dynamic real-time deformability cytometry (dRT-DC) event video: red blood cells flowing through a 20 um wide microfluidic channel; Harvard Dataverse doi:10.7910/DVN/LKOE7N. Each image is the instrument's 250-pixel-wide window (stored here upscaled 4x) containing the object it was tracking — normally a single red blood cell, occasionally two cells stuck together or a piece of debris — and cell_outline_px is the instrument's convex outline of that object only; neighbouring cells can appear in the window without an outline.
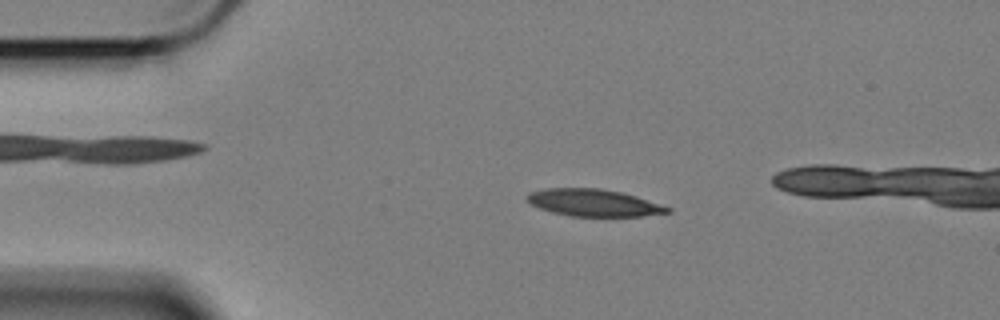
{"species": "Egyptian fruit bat (a non-hibernating species)", "species_latin": "Rousettus aegyptiacus", "temperature_condition": "cold", "stored_images_in_passage": 51, "camera_frame_rate_fps": 3000, "um_per_image_px": 0.085, "animal": {"sex": "female"}, "frame": {"image": 1, "passage_image": 11, "time_ms": 3.333, "image_size_px": [1000, 320], "cell_outline_px": [[672, 212], [640, 216], [572, 216], [552, 212], [540, 208], [524, 200], [524, 196], [528, 192], [544, 188], [600, 188], [620, 192], [636, 196], [672, 208]], "centroid_in_image_um": [50.41, 17.22], "position_along_channel_um": 34.6, "area_um2": 22.25}}
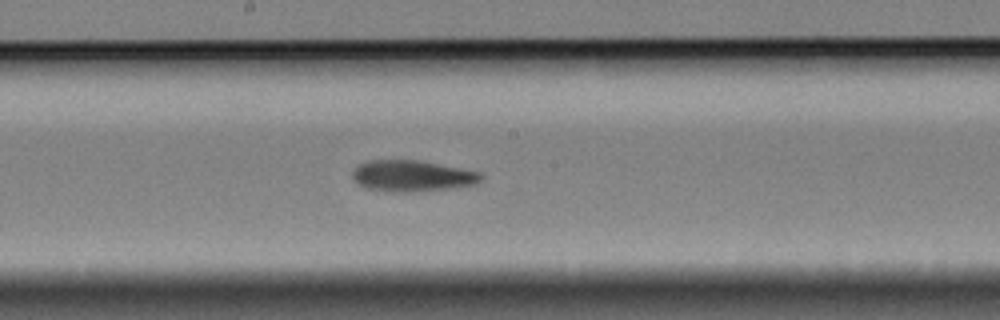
{"frame": {"image": 2, "passage_image": 30, "time_ms": 9.667, "image_size_px": [1000, 320], "cell_outline_px": [[484, 180], [476, 184], [452, 188], [412, 192], [384, 192], [364, 188], [356, 184], [352, 180], [352, 172], [356, 164], [368, 160], [416, 160], [480, 172], [484, 176]], "centroid_in_image_um": [34.96, 14.97], "position_along_channel_um": 213.2, "area_um2": 23.81}}
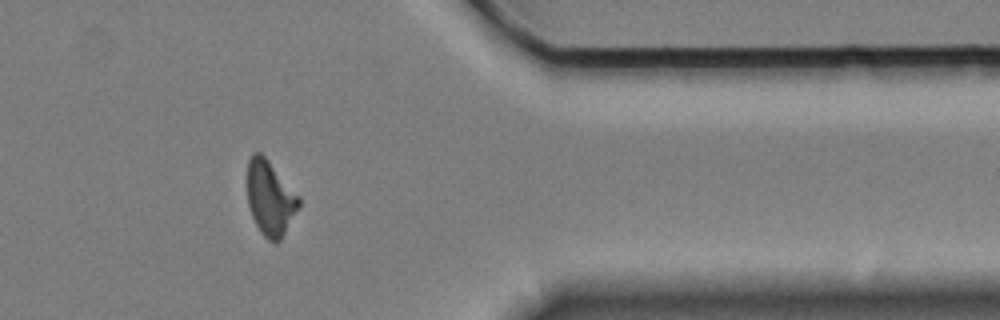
{"frame": {"image": 3, "passage_image": 47, "time_ms": 15.333, "image_size_px": [1000, 320], "cell_outline_px": [[300, 204], [280, 240], [276, 244], [272, 244], [260, 232], [252, 216], [248, 204], [248, 160], [252, 152], [260, 152], [268, 160], [300, 196]], "centroid_in_image_um": [22.96, 16.84], "position_along_channel_um": 388.4, "area_um2": 22.31}}